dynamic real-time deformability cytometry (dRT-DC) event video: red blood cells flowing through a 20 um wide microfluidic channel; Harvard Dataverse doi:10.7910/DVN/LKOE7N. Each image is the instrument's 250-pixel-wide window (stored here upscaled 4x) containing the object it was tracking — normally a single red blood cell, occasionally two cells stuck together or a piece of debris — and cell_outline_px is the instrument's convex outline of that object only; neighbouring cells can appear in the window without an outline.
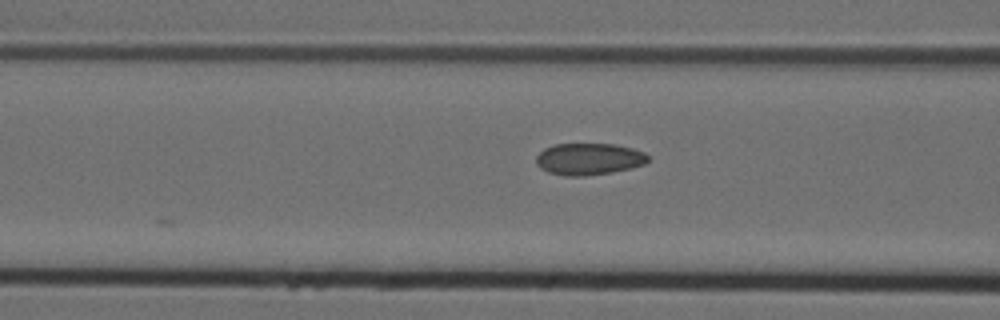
{"species": "Egyptian fruit bat (a non-hibernating species)", "species_latin": "Rousettus aegyptiacus", "temperature_condition": "cold", "stored_images_in_passage": 6, "camera_frame_rate_fps": 3000, "um_per_image_px": 0.085, "animal": {"sex": "female"}, "frame": {"image": 1, "passage_image": 6, "time_ms": 1.667, "image_size_px": [1000, 320], "cell_outline_px": [[648, 160], [644, 164], [632, 168], [612, 172], [584, 176], [564, 176], [548, 172], [540, 168], [536, 164], [536, 156], [544, 148], [556, 144], [616, 144], [632, 148], [644, 152], [648, 156]], "centroid_in_image_um": [50.04, 13.52], "position_along_channel_um": 116.6, "area_um2": 20.81}}